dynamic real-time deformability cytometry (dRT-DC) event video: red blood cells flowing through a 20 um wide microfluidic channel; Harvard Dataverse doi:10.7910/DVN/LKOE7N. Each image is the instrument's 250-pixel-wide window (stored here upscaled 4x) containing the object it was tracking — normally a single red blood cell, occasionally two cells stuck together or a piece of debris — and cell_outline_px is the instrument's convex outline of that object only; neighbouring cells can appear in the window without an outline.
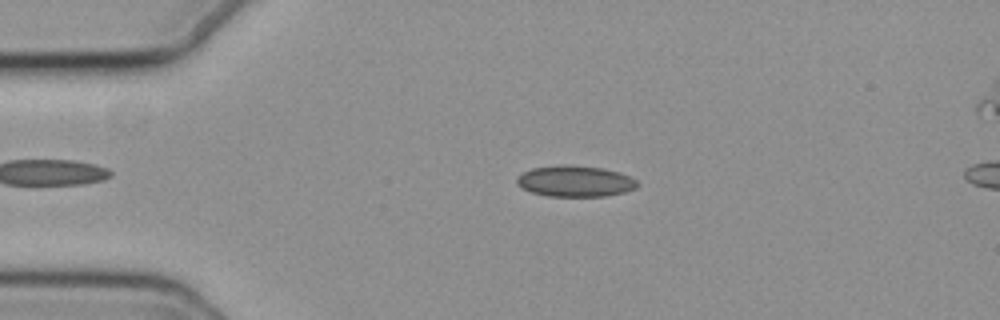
{"species": "common noctule bat (a hibernating species)", "species_latin": "Nyctalus noctula", "temperature_condition": "cold", "stored_images_in_passage": 17, "camera_frame_rate_fps": 3000, "um_per_image_px": 0.085, "animal": {"sex": "female", "body_mass_g": 19.3, "forearm_length_mm": 54.1}, "frame": {"image": 1, "passage_image": 12, "time_ms": 3.667, "image_size_px": [1000, 320], "cell_outline_px": [[640, 184], [636, 188], [624, 192], [604, 196], [548, 196], [532, 192], [520, 188], [516, 180], [516, 176], [532, 168], [556, 164], [572, 164], [604, 168], [628, 176], [636, 180]], "centroid_in_image_um": [48.85, 15.39], "position_along_channel_um": 36.1, "area_um2": 22.02}}